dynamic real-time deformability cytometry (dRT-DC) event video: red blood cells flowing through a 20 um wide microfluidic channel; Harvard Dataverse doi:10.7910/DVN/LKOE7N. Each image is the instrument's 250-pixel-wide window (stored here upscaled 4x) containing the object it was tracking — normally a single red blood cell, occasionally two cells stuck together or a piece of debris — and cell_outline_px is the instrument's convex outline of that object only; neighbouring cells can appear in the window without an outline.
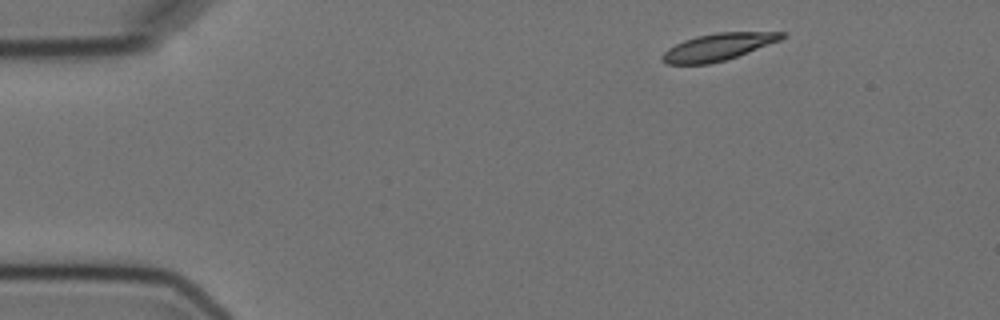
{"species": "Egyptian fruit bat (a non-hibernating species)", "species_latin": "Rousettus aegyptiacus", "temperature_condition": "cold", "stored_images_in_passage": 3, "camera_frame_rate_fps": 3000, "um_per_image_px": 0.085, "animal": {"sex": "female"}, "frame": {"image": 1, "passage_image": 1, "time_ms": 0.0, "image_size_px": [1000, 320], "cell_outline_px": [[788, 32], [780, 40], [736, 56], [724, 60], [708, 64], [668, 64], [660, 60], [660, 56], [668, 48], [684, 40], [696, 36], [716, 32]], "centroid_in_image_um": [60.98, 3.98], "position_along_channel_um": 24.0, "area_um2": 18.67}}